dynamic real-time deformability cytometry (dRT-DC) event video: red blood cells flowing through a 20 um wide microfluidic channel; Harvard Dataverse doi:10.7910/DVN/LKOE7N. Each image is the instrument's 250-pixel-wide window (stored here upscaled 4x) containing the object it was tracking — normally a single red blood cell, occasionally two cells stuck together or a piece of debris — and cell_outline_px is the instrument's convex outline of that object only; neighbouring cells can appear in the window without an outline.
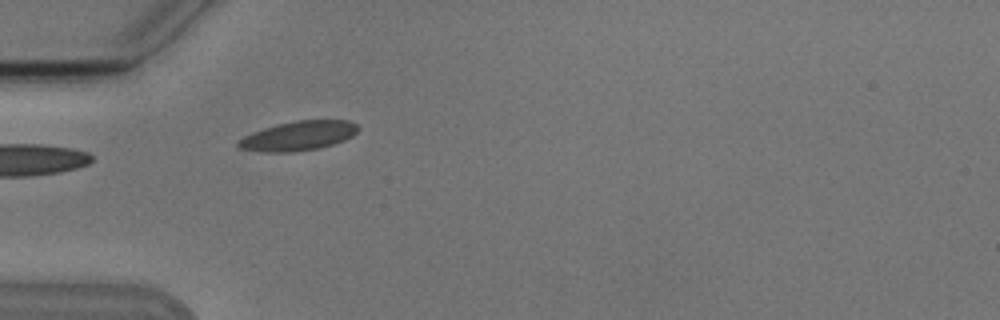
{"species": "Egyptian fruit bat (a non-hibernating species)", "species_latin": "Rousettus aegyptiacus", "temperature_condition": "cold", "stored_images_in_passage": 6, "camera_frame_rate_fps": 3000, "um_per_image_px": 0.085, "animal": {"sex": "male"}, "frame": {"image": 1, "passage_image": 1, "time_ms": 0.0, "image_size_px": [1000, 320], "cell_outline_px": [[360, 128], [352, 136], [344, 140], [332, 144], [316, 148], [292, 152], [264, 152], [240, 148], [236, 144], [236, 140], [252, 132], [264, 128], [296, 120], [348, 120], [356, 124]], "centroid_in_image_um": [25.34, 11.54], "position_along_channel_um": 59.7, "area_um2": 20.35}}
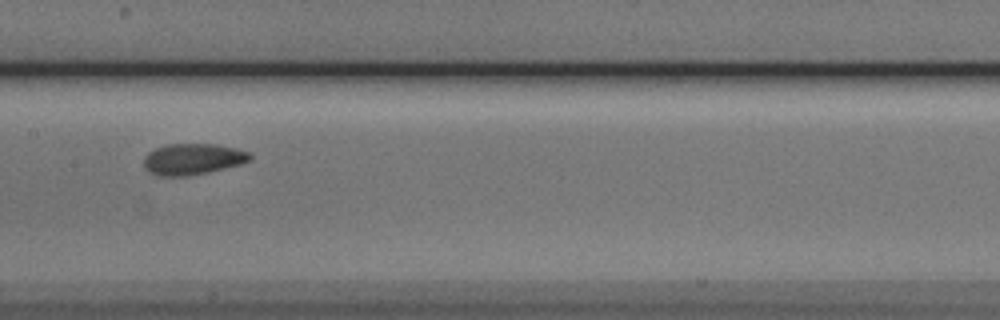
{"frame": {"image": 2, "passage_image": 4, "time_ms": 3.667, "image_size_px": [1000, 320], "cell_outline_px": [[252, 160], [240, 164], [208, 172], [188, 176], [156, 176], [148, 172], [144, 168], [144, 156], [148, 152], [156, 148], [168, 144], [216, 144], [236, 148], [252, 152]], "centroid_in_image_um": [16.39, 13.52], "position_along_channel_um": 191.0, "area_um2": 19.54}}
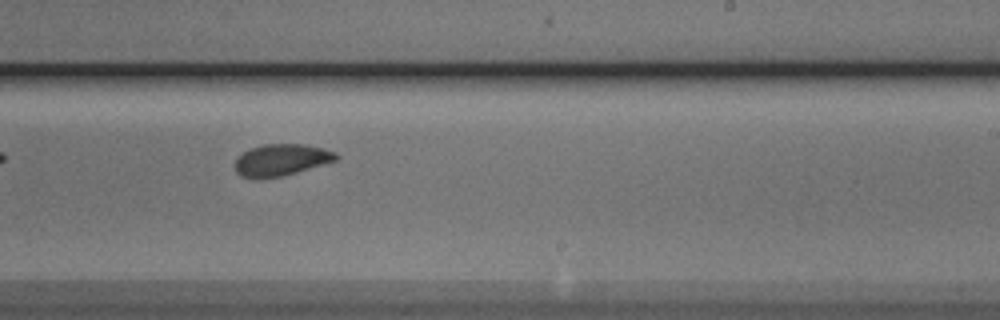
{"frame": {"image": 3, "passage_image": 6, "time_ms": 5.667, "image_size_px": [1000, 320], "cell_outline_px": [[340, 156], [336, 160], [324, 164], [296, 172], [280, 176], [260, 180], [240, 176], [236, 172], [236, 156], [252, 148], [264, 144], [304, 144], [324, 148], [336, 152]], "centroid_in_image_um": [23.9, 13.6], "position_along_channel_um": 265.1, "area_um2": 18.79}}